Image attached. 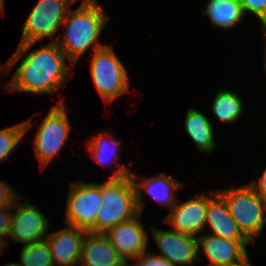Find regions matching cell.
<instances>
[{"instance_id":"obj_1","label":"cell","mask_w":266,"mask_h":266,"mask_svg":"<svg viewBox=\"0 0 266 266\" xmlns=\"http://www.w3.org/2000/svg\"><path fill=\"white\" fill-rule=\"evenodd\" d=\"M34 45L35 43H19L13 55L5 62L6 69L2 73L6 77L22 59L11 80L5 85V92L54 96L56 91L61 88L64 90V85L73 77L74 74L69 70L75 66L71 63L68 65V59L55 42L30 50Z\"/></svg>"},{"instance_id":"obj_2","label":"cell","mask_w":266,"mask_h":266,"mask_svg":"<svg viewBox=\"0 0 266 266\" xmlns=\"http://www.w3.org/2000/svg\"><path fill=\"white\" fill-rule=\"evenodd\" d=\"M109 19L105 9L97 0H83L78 8L68 10L61 26L63 31L59 33L55 43L69 63L76 66L89 48L92 47L90 51H96L106 46L107 43L102 44L99 38L103 28L108 25Z\"/></svg>"},{"instance_id":"obj_3","label":"cell","mask_w":266,"mask_h":266,"mask_svg":"<svg viewBox=\"0 0 266 266\" xmlns=\"http://www.w3.org/2000/svg\"><path fill=\"white\" fill-rule=\"evenodd\" d=\"M139 214L131 176L106 179L102 183V206L96 217V233H106L123 221Z\"/></svg>"},{"instance_id":"obj_4","label":"cell","mask_w":266,"mask_h":266,"mask_svg":"<svg viewBox=\"0 0 266 266\" xmlns=\"http://www.w3.org/2000/svg\"><path fill=\"white\" fill-rule=\"evenodd\" d=\"M243 235L254 244L266 224V201L249 184L216 190Z\"/></svg>"},{"instance_id":"obj_5","label":"cell","mask_w":266,"mask_h":266,"mask_svg":"<svg viewBox=\"0 0 266 266\" xmlns=\"http://www.w3.org/2000/svg\"><path fill=\"white\" fill-rule=\"evenodd\" d=\"M90 59V74L95 89L105 104L130 93L126 66L116 55L112 45L93 51Z\"/></svg>"},{"instance_id":"obj_6","label":"cell","mask_w":266,"mask_h":266,"mask_svg":"<svg viewBox=\"0 0 266 266\" xmlns=\"http://www.w3.org/2000/svg\"><path fill=\"white\" fill-rule=\"evenodd\" d=\"M53 106L38 125L33 140L34 151L40 162V168L48 164L61 152L70 136L71 123L63 99Z\"/></svg>"},{"instance_id":"obj_7","label":"cell","mask_w":266,"mask_h":266,"mask_svg":"<svg viewBox=\"0 0 266 266\" xmlns=\"http://www.w3.org/2000/svg\"><path fill=\"white\" fill-rule=\"evenodd\" d=\"M79 0H38L23 24L19 43H38L43 38L56 42L59 29L65 21L68 10Z\"/></svg>"},{"instance_id":"obj_8","label":"cell","mask_w":266,"mask_h":266,"mask_svg":"<svg viewBox=\"0 0 266 266\" xmlns=\"http://www.w3.org/2000/svg\"><path fill=\"white\" fill-rule=\"evenodd\" d=\"M69 187L65 223L96 233V217L102 206V183L78 180Z\"/></svg>"},{"instance_id":"obj_9","label":"cell","mask_w":266,"mask_h":266,"mask_svg":"<svg viewBox=\"0 0 266 266\" xmlns=\"http://www.w3.org/2000/svg\"><path fill=\"white\" fill-rule=\"evenodd\" d=\"M20 196L13 203L12 223L9 232V239L14 243L28 245L43 241L50 231V219L40 209L31 204L28 199L25 202H18Z\"/></svg>"},{"instance_id":"obj_10","label":"cell","mask_w":266,"mask_h":266,"mask_svg":"<svg viewBox=\"0 0 266 266\" xmlns=\"http://www.w3.org/2000/svg\"><path fill=\"white\" fill-rule=\"evenodd\" d=\"M159 253L154 254L177 266H194L199 263L197 237L173 230L149 227Z\"/></svg>"},{"instance_id":"obj_11","label":"cell","mask_w":266,"mask_h":266,"mask_svg":"<svg viewBox=\"0 0 266 266\" xmlns=\"http://www.w3.org/2000/svg\"><path fill=\"white\" fill-rule=\"evenodd\" d=\"M177 204L162 219L173 231L198 237L206 230V212L208 207V191L202 194H195L194 198ZM205 230V231H204ZM200 233V234H199Z\"/></svg>"},{"instance_id":"obj_12","label":"cell","mask_w":266,"mask_h":266,"mask_svg":"<svg viewBox=\"0 0 266 266\" xmlns=\"http://www.w3.org/2000/svg\"><path fill=\"white\" fill-rule=\"evenodd\" d=\"M142 214L131 220L123 221L104 233L123 260H135L148 252L149 235L142 224Z\"/></svg>"},{"instance_id":"obj_13","label":"cell","mask_w":266,"mask_h":266,"mask_svg":"<svg viewBox=\"0 0 266 266\" xmlns=\"http://www.w3.org/2000/svg\"><path fill=\"white\" fill-rule=\"evenodd\" d=\"M130 176L135 187L137 208L141 214L145 207L144 190L157 204L169 208L170 211L179 200L174 193L184 186L178 179L164 172L157 173L156 176L153 175L150 178L145 177L144 174L134 175L133 172Z\"/></svg>"},{"instance_id":"obj_14","label":"cell","mask_w":266,"mask_h":266,"mask_svg":"<svg viewBox=\"0 0 266 266\" xmlns=\"http://www.w3.org/2000/svg\"><path fill=\"white\" fill-rule=\"evenodd\" d=\"M197 240L199 262L205 255L210 261L208 266L232 265L241 262L248 256L246 246L251 244L249 240H228L208 233L200 234Z\"/></svg>"},{"instance_id":"obj_15","label":"cell","mask_w":266,"mask_h":266,"mask_svg":"<svg viewBox=\"0 0 266 266\" xmlns=\"http://www.w3.org/2000/svg\"><path fill=\"white\" fill-rule=\"evenodd\" d=\"M65 228L49 232L46 240L54 266H78L81 245L87 231L66 224Z\"/></svg>"},{"instance_id":"obj_16","label":"cell","mask_w":266,"mask_h":266,"mask_svg":"<svg viewBox=\"0 0 266 266\" xmlns=\"http://www.w3.org/2000/svg\"><path fill=\"white\" fill-rule=\"evenodd\" d=\"M99 134V135H98ZM86 147L89 151V155L97 162L101 168L111 167V164L116 165L114 167L113 173L108 177V179H120L131 174V169L125 164L119 162L121 155L122 143L112 133H108L106 130L97 133L93 137L86 141Z\"/></svg>"},{"instance_id":"obj_17","label":"cell","mask_w":266,"mask_h":266,"mask_svg":"<svg viewBox=\"0 0 266 266\" xmlns=\"http://www.w3.org/2000/svg\"><path fill=\"white\" fill-rule=\"evenodd\" d=\"M78 266H130L104 233L86 232Z\"/></svg>"},{"instance_id":"obj_18","label":"cell","mask_w":266,"mask_h":266,"mask_svg":"<svg viewBox=\"0 0 266 266\" xmlns=\"http://www.w3.org/2000/svg\"><path fill=\"white\" fill-rule=\"evenodd\" d=\"M205 227L210 230L208 234L224 239L248 240L232 218L224 198L216 190L208 193Z\"/></svg>"},{"instance_id":"obj_19","label":"cell","mask_w":266,"mask_h":266,"mask_svg":"<svg viewBox=\"0 0 266 266\" xmlns=\"http://www.w3.org/2000/svg\"><path fill=\"white\" fill-rule=\"evenodd\" d=\"M184 129L199 151L210 154L217 147L214 128L209 117L190 107L185 114Z\"/></svg>"},{"instance_id":"obj_20","label":"cell","mask_w":266,"mask_h":266,"mask_svg":"<svg viewBox=\"0 0 266 266\" xmlns=\"http://www.w3.org/2000/svg\"><path fill=\"white\" fill-rule=\"evenodd\" d=\"M202 11L214 27L230 30L245 18L239 0H208Z\"/></svg>"},{"instance_id":"obj_21","label":"cell","mask_w":266,"mask_h":266,"mask_svg":"<svg viewBox=\"0 0 266 266\" xmlns=\"http://www.w3.org/2000/svg\"><path fill=\"white\" fill-rule=\"evenodd\" d=\"M243 104L237 91L222 89L213 98L211 112L219 121L232 124L242 117Z\"/></svg>"},{"instance_id":"obj_22","label":"cell","mask_w":266,"mask_h":266,"mask_svg":"<svg viewBox=\"0 0 266 266\" xmlns=\"http://www.w3.org/2000/svg\"><path fill=\"white\" fill-rule=\"evenodd\" d=\"M32 119L0 129V164L5 162L20 145L23 136L34 126Z\"/></svg>"},{"instance_id":"obj_23","label":"cell","mask_w":266,"mask_h":266,"mask_svg":"<svg viewBox=\"0 0 266 266\" xmlns=\"http://www.w3.org/2000/svg\"><path fill=\"white\" fill-rule=\"evenodd\" d=\"M20 266H54L47 240L23 245Z\"/></svg>"},{"instance_id":"obj_24","label":"cell","mask_w":266,"mask_h":266,"mask_svg":"<svg viewBox=\"0 0 266 266\" xmlns=\"http://www.w3.org/2000/svg\"><path fill=\"white\" fill-rule=\"evenodd\" d=\"M239 2L245 17L251 13L258 18L261 25L266 24V0H239Z\"/></svg>"},{"instance_id":"obj_25","label":"cell","mask_w":266,"mask_h":266,"mask_svg":"<svg viewBox=\"0 0 266 266\" xmlns=\"http://www.w3.org/2000/svg\"><path fill=\"white\" fill-rule=\"evenodd\" d=\"M130 266H177L170 261L158 256L156 254L150 253L148 251L143 253L137 259L134 260V264Z\"/></svg>"},{"instance_id":"obj_26","label":"cell","mask_w":266,"mask_h":266,"mask_svg":"<svg viewBox=\"0 0 266 266\" xmlns=\"http://www.w3.org/2000/svg\"><path fill=\"white\" fill-rule=\"evenodd\" d=\"M9 182L0 180V208L11 206L15 200L19 197Z\"/></svg>"},{"instance_id":"obj_27","label":"cell","mask_w":266,"mask_h":266,"mask_svg":"<svg viewBox=\"0 0 266 266\" xmlns=\"http://www.w3.org/2000/svg\"><path fill=\"white\" fill-rule=\"evenodd\" d=\"M13 204L0 208V238H7L9 236L12 215H13Z\"/></svg>"},{"instance_id":"obj_28","label":"cell","mask_w":266,"mask_h":266,"mask_svg":"<svg viewBox=\"0 0 266 266\" xmlns=\"http://www.w3.org/2000/svg\"><path fill=\"white\" fill-rule=\"evenodd\" d=\"M249 184L254 188L257 195L266 201V169L263 170L260 178H254Z\"/></svg>"},{"instance_id":"obj_29","label":"cell","mask_w":266,"mask_h":266,"mask_svg":"<svg viewBox=\"0 0 266 266\" xmlns=\"http://www.w3.org/2000/svg\"><path fill=\"white\" fill-rule=\"evenodd\" d=\"M223 266H252V263L250 261V258H249V255L244 259L242 260L241 262H238V263H235V264H232V265H223Z\"/></svg>"},{"instance_id":"obj_30","label":"cell","mask_w":266,"mask_h":266,"mask_svg":"<svg viewBox=\"0 0 266 266\" xmlns=\"http://www.w3.org/2000/svg\"><path fill=\"white\" fill-rule=\"evenodd\" d=\"M261 26L263 27V33H264V38H265L264 39L265 40V46H264L265 47V51H264L265 52L264 53L265 56H264V63L263 64H264V68H265V71H266V24H263Z\"/></svg>"},{"instance_id":"obj_31","label":"cell","mask_w":266,"mask_h":266,"mask_svg":"<svg viewBox=\"0 0 266 266\" xmlns=\"http://www.w3.org/2000/svg\"><path fill=\"white\" fill-rule=\"evenodd\" d=\"M7 242H8V239L6 238H0V254H2L1 252H3V250L5 248H7Z\"/></svg>"},{"instance_id":"obj_32","label":"cell","mask_w":266,"mask_h":266,"mask_svg":"<svg viewBox=\"0 0 266 266\" xmlns=\"http://www.w3.org/2000/svg\"><path fill=\"white\" fill-rule=\"evenodd\" d=\"M5 12V1L0 0V14H4Z\"/></svg>"},{"instance_id":"obj_33","label":"cell","mask_w":266,"mask_h":266,"mask_svg":"<svg viewBox=\"0 0 266 266\" xmlns=\"http://www.w3.org/2000/svg\"><path fill=\"white\" fill-rule=\"evenodd\" d=\"M3 266H20V264L18 263V262H10V263H7V264H5V265H3Z\"/></svg>"},{"instance_id":"obj_34","label":"cell","mask_w":266,"mask_h":266,"mask_svg":"<svg viewBox=\"0 0 266 266\" xmlns=\"http://www.w3.org/2000/svg\"><path fill=\"white\" fill-rule=\"evenodd\" d=\"M5 71V69H6V64L4 63V64H1L0 63V71H3V70Z\"/></svg>"}]
</instances>
